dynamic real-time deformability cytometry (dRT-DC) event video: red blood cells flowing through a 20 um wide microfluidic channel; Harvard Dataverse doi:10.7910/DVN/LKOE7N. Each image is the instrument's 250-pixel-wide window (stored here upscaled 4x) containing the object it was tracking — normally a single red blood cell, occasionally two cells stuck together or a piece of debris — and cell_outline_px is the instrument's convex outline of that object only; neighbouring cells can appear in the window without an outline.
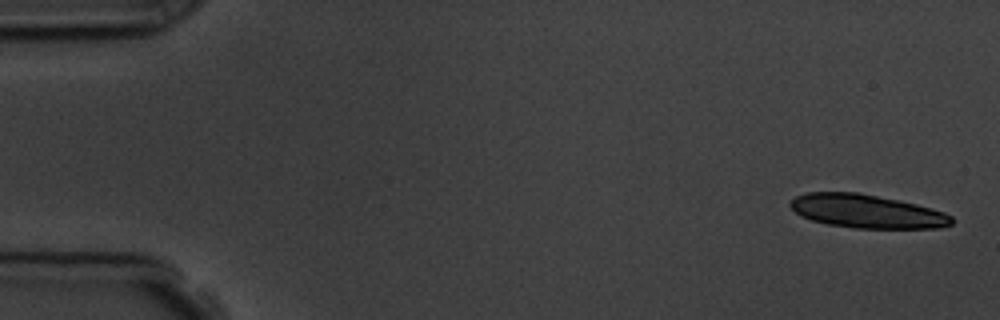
{"species": "common noctule bat (a hibernating species)", "species_latin": "Nyctalus noctula", "temperature_condition": "room temperature", "stored_images_in_passage": 6, "camera_frame_rate_fps": 3000, "um_per_image_px": 0.085, "animal": {"sex": "male", "body_mass_g": 19.5, "forearm_length_mm": 54.6}, "frame": {"image": 1, "passage_image": 1, "time_ms": 0.0, "image_size_px": [1000, 320], "cell_outline_px": [[956, 220], [952, 224], [936, 228], [856, 228], [828, 224], [812, 220], [800, 216], [788, 204], [796, 196], [808, 192], [860, 192], [916, 204], [932, 208], [944, 212], [952, 216]], "centroid_in_image_um": [73.69, 17.96], "position_along_channel_um": 11.3, "area_um2": 31.5}}
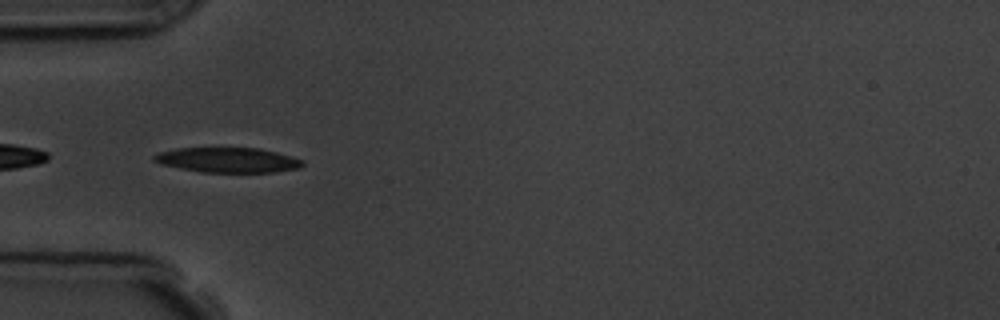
{"frame": {"image": 2, "passage_image": 5, "time_ms": 5.333, "image_size_px": [1000, 320], "cell_outline_px": [[304, 164], [300, 168], [276, 172], [200, 172], [160, 164], [152, 160], [152, 156], [160, 152], [180, 148], [260, 148], [276, 152], [304, 160]], "centroid_in_image_um": [19.38, 13.6], "position_along_channel_um": 65.6, "area_um2": 21.62}}